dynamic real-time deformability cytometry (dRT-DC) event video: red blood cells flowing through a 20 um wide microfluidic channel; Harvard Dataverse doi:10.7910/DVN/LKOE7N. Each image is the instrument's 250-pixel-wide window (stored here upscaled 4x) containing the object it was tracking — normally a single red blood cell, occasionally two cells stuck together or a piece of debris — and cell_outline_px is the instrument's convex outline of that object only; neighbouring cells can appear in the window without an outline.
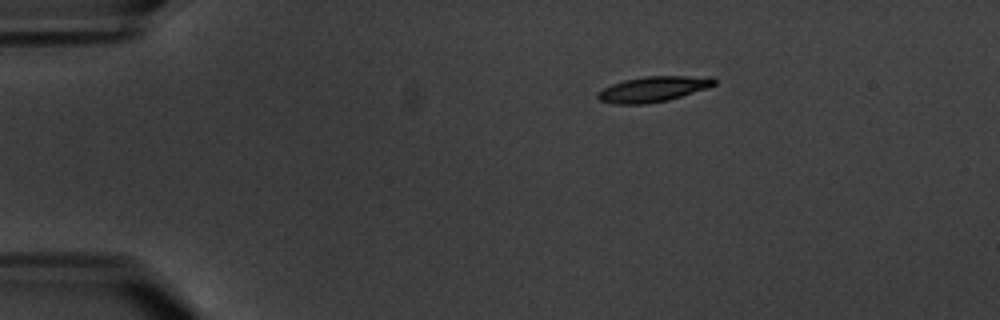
{"species": "common noctule bat (a hibernating species)", "species_latin": "Nyctalus noctula", "temperature_condition": "warm", "stored_images_in_passage": 3, "camera_frame_rate_fps": 3000, "um_per_image_px": 0.085, "animal": {"sex": "male", "body_mass_g": 20.1, "forearm_length_mm": 53.5}, "frame": {"image": 1, "passage_image": 1, "time_ms": 0.0, "image_size_px": [1000, 320], "cell_outline_px": [[716, 84], [708, 88], [668, 100], [644, 104], [616, 104], [600, 100], [596, 96], [596, 92], [612, 84], [624, 80], [644, 76], [712, 76], [716, 80]], "centroid_in_image_um": [55.54, 7.56], "position_along_channel_um": 29.5, "area_um2": 17.34}}